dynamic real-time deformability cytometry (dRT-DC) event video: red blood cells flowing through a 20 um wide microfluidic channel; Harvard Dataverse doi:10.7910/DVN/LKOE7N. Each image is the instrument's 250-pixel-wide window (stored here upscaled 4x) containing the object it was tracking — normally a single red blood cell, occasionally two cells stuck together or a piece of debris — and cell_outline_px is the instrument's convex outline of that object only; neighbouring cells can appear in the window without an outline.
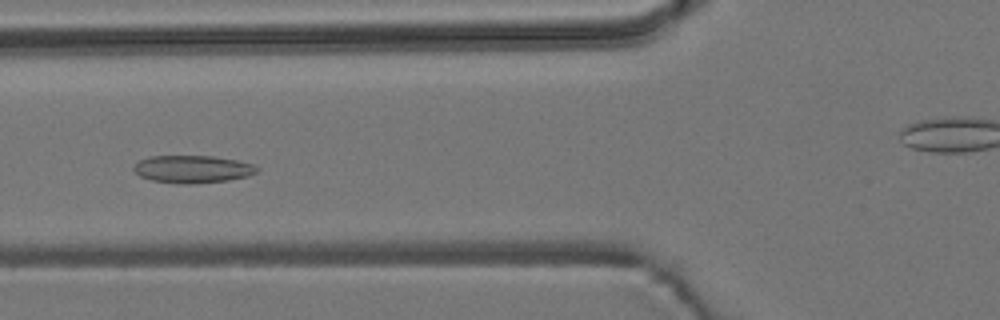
{"species": "common noctule bat (a hibernating species)", "species_latin": "Nyctalus noctula", "temperature_condition": "room temperature", "stored_images_in_passage": 9, "camera_frame_rate_fps": 3000, "um_per_image_px": 0.085, "animal": {"sex": "male", "body_mass_g": 19.2, "forearm_length_mm": 51.8}, "frame": {"image": 1, "passage_image": 7, "time_ms": 6.667, "image_size_px": [1000, 320], "cell_outline_px": [[260, 168], [256, 172], [248, 176], [228, 180], [192, 184], [180, 184], [152, 180], [140, 176], [132, 168], [140, 160], [148, 156], [212, 156], [236, 160], [252, 164]], "centroid_in_image_um": [16.36, 14.38], "position_along_channel_um": 109.4, "area_um2": 19.71}}
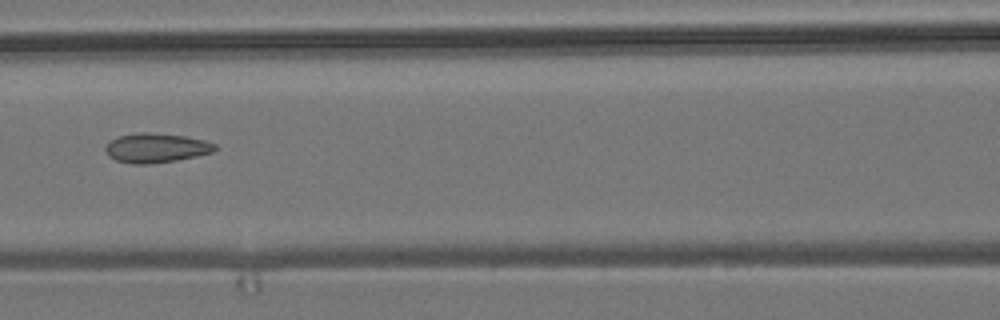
{"frame": {"image": 2, "passage_image": 9, "time_ms": 10.0, "image_size_px": [1000, 320], "cell_outline_px": [[216, 148], [212, 152], [196, 156], [176, 160], [152, 164], [132, 164], [116, 160], [108, 156], [104, 148], [112, 140], [120, 136], [140, 132], [148, 132], [184, 136], [204, 140], [216, 144]], "centroid_in_image_um": [13.26, 12.58], "position_along_channel_um": 153.3, "area_um2": 18.61}}